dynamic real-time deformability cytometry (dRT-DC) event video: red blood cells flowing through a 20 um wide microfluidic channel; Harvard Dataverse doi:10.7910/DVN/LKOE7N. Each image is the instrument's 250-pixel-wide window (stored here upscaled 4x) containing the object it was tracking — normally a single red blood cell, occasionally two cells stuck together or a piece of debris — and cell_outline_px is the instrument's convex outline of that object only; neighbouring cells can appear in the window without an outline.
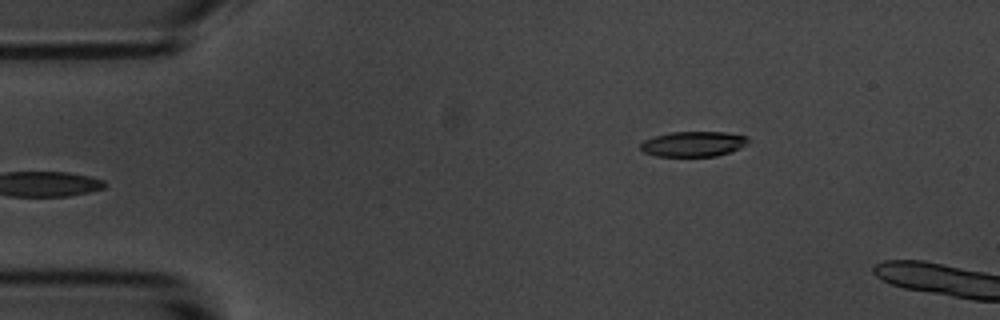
{"species": "common noctule bat (a hibernating species)", "species_latin": "Nyctalus noctula", "temperature_condition": "room temperature", "stored_images_in_passage": 3, "camera_frame_rate_fps": 3000, "um_per_image_px": 0.085, "animal": {"sex": "male", "body_mass_g": 20.1, "forearm_length_mm": 53.5}, "frame": {"image": 1, "passage_image": 3, "time_ms": 3.333, "image_size_px": [1000, 320], "cell_outline_px": [[752, 140], [748, 144], [740, 148], [716, 156], [656, 156], [644, 152], [640, 148], [640, 144], [644, 140], [668, 132], [724, 132], [748, 136]], "centroid_in_image_um": [58.97, 12.23], "position_along_channel_um": 26.0, "area_um2": 15.9}}